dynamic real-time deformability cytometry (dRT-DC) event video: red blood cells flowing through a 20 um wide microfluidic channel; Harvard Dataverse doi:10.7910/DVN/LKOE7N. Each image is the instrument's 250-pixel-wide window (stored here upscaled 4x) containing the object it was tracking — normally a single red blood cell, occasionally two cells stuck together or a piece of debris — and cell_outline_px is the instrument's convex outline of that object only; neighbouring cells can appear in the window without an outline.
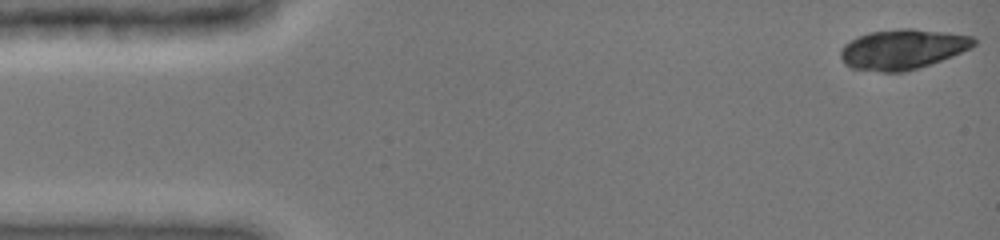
{"species": "common noctule bat (a hibernating species)", "species_latin": "Nyctalus noctula", "temperature_condition": "cold", "stored_images_in_passage": 14, "camera_frame_rate_fps": 3000, "um_per_image_px": 0.085, "animal": {"sex": "female", "body_mass_g": 19.0, "forearm_length_mm": 51.5}, "frame": {"image": 1, "passage_image": 1, "time_ms": 0.0, "image_size_px": [1000, 240], "cell_outline_px": [[976, 44], [972, 48], [952, 56], [904, 72], [880, 72], [852, 68], [844, 64], [840, 56], [840, 48], [844, 44], [856, 36], [868, 32], [900, 28], [912, 28], [948, 32], [972, 36], [976, 40]], "centroid_in_image_um": [76.7, 4.17], "position_along_channel_um": 8.3, "area_um2": 31.33}}
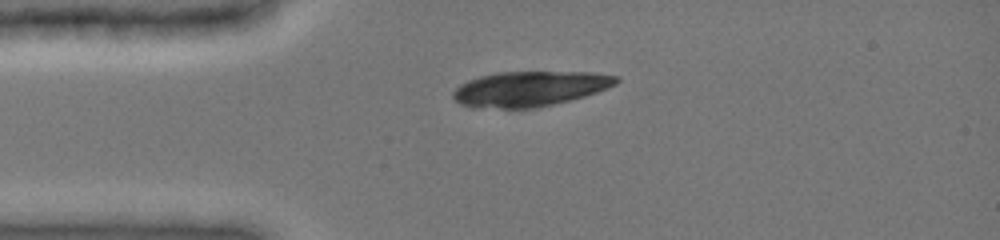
{"frame": {"image": 2, "passage_image": 8, "time_ms": 3.333, "image_size_px": [1000, 240], "cell_outline_px": [[620, 80], [616, 84], [596, 92], [584, 96], [536, 108], [472, 108], [460, 104], [452, 96], [452, 92], [460, 84], [468, 80], [480, 76], [496, 72], [592, 72], [620, 76]], "centroid_in_image_um": [45.01, 7.54], "position_along_channel_um": 40.0, "area_um2": 33.47}}